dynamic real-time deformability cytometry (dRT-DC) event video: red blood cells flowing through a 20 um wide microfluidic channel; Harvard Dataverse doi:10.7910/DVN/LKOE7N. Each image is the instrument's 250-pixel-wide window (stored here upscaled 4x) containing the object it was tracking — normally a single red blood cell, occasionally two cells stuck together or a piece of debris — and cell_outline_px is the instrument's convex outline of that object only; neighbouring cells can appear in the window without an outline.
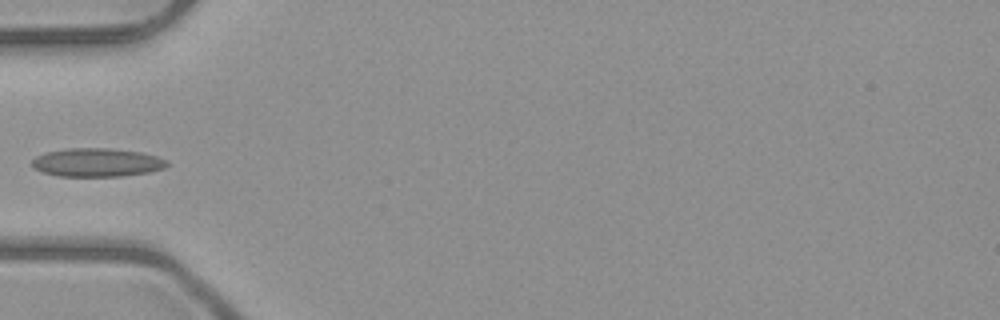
{"species": "common noctule bat (a hibernating species)", "species_latin": "Nyctalus noctula", "temperature_condition": "room temperature", "stored_images_in_passage": 7, "camera_frame_rate_fps": 3000, "um_per_image_px": 0.085, "animal": {"sex": "male", "body_mass_g": 23.1, "forearm_length_mm": 52.7}, "frame": {"image": 1, "passage_image": 5, "time_ms": 5.667, "image_size_px": [1000, 320], "cell_outline_px": [[168, 164], [164, 168], [148, 172], [124, 176], [56, 176], [32, 168], [32, 160], [36, 156], [48, 152], [68, 148], [108, 148], [140, 152], [156, 156], [168, 160]], "centroid_in_image_um": [8.24, 13.81], "position_along_channel_um": 76.8, "area_um2": 22.37}}
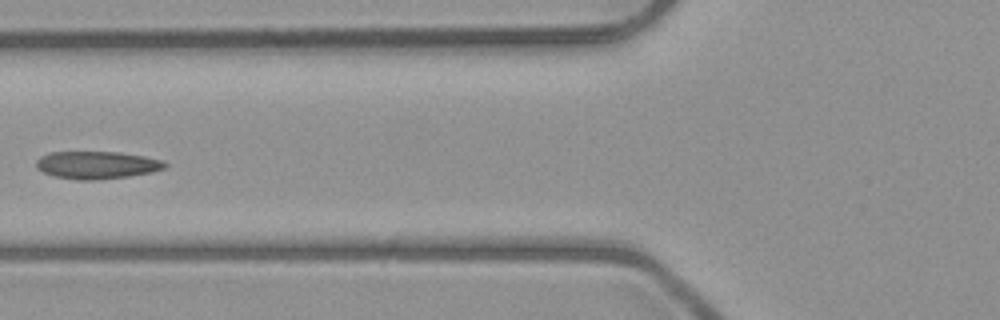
{"frame": {"image": 2, "passage_image": 6, "time_ms": 6.667, "image_size_px": [1000, 320], "cell_outline_px": [[168, 164], [164, 168], [152, 172], [128, 176], [100, 180], [76, 180], [52, 176], [36, 168], [36, 160], [40, 156], [48, 152], [120, 152], [144, 156], [164, 160]], "centroid_in_image_um": [8.22, 14.03], "position_along_channel_um": 117.6, "area_um2": 20.92}}
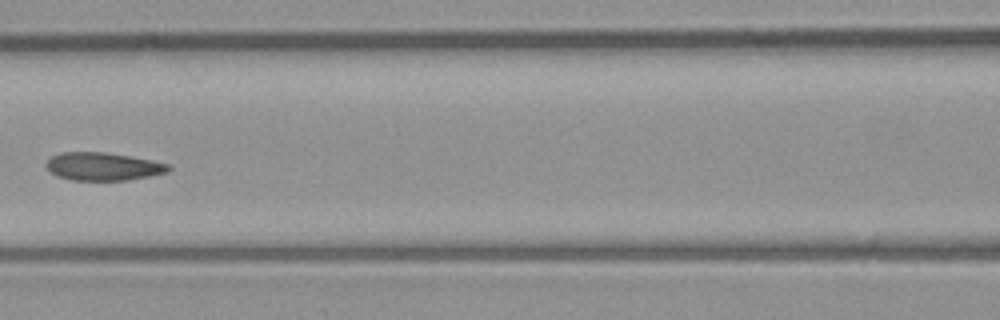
{"frame": {"image": 3, "passage_image": 7, "time_ms": 7.667, "image_size_px": [1000, 320], "cell_outline_px": [[172, 168], [168, 172], [128, 180], [72, 180], [56, 176], [44, 164], [52, 156], [64, 152], [104, 152], [152, 160], [168, 164]], "centroid_in_image_um": [8.76, 14.15], "position_along_channel_um": 157.8, "area_um2": 19.77}}